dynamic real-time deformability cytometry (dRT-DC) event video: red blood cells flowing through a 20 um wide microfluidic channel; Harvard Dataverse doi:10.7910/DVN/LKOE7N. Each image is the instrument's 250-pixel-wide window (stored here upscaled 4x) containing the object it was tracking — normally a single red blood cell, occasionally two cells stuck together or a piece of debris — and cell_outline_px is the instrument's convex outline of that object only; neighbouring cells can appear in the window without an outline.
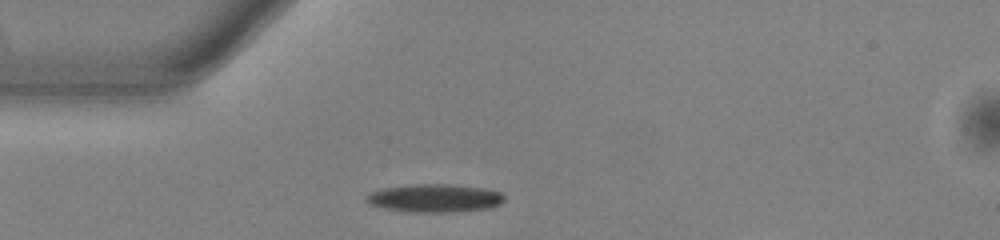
{"species": "common noctule bat (a hibernating species)", "species_latin": "Nyctalus noctula", "temperature_condition": "warm", "stored_images_in_passage": 44, "camera_frame_rate_fps": 3000, "um_per_image_px": 0.085, "animal": {"sex": "male", "body_mass_g": 13.0, "forearm_length_mm": 53.1}, "frame": {"image": 1, "passage_image": 10, "time_ms": 3.0, "image_size_px": [1000, 240], "cell_outline_px": [[504, 200], [500, 204], [492, 208], [448, 212], [412, 212], [384, 208], [372, 204], [364, 200], [364, 196], [372, 192], [384, 188], [412, 184], [448, 184], [484, 188], [500, 192], [504, 196]], "centroid_in_image_um": [36.96, 16.84], "position_along_channel_um": 48.0, "area_um2": 22.54}}
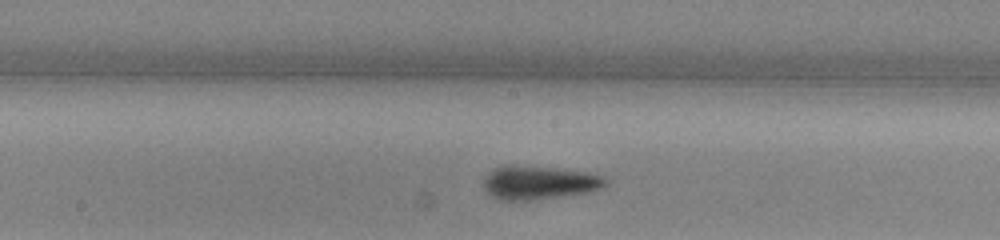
{"frame": {"image": 2, "passage_image": 23, "time_ms": 7.333, "image_size_px": [1000, 240], "cell_outline_px": [[608, 184], [600, 188], [588, 192], [560, 196], [528, 200], [500, 200], [492, 196], [484, 188], [484, 176], [492, 168], [508, 164], [516, 164], [556, 168], [588, 172], [604, 176], [608, 180]], "centroid_in_image_um": [45.8, 15.49], "position_along_channel_um": 202.4, "area_um2": 24.1}}
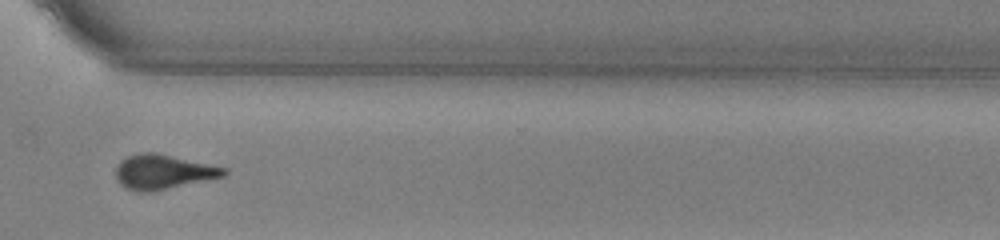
{"frame": {"image": 3, "passage_image": 35, "time_ms": 11.333, "image_size_px": [1000, 240], "cell_outline_px": [[228, 172], [224, 176], [148, 192], [136, 192], [120, 184], [116, 176], [116, 168], [120, 160], [128, 156], [144, 152], [152, 152], [228, 168]], "centroid_in_image_um": [13.84, 14.61], "position_along_channel_um": 356.8, "area_um2": 21.33}, "authors_computed_cell_mechanics": {"area_um2": 21.8484, "velocity_mm_per_s": 3.8584, "shape_relaxation_time_tau1_ms": 4.6353, "shape_relaxation_time_tau2_ms": 4.1897, "deformation_change_tau1": 0.1774, "deformation_change_tau2": 0.1345}}